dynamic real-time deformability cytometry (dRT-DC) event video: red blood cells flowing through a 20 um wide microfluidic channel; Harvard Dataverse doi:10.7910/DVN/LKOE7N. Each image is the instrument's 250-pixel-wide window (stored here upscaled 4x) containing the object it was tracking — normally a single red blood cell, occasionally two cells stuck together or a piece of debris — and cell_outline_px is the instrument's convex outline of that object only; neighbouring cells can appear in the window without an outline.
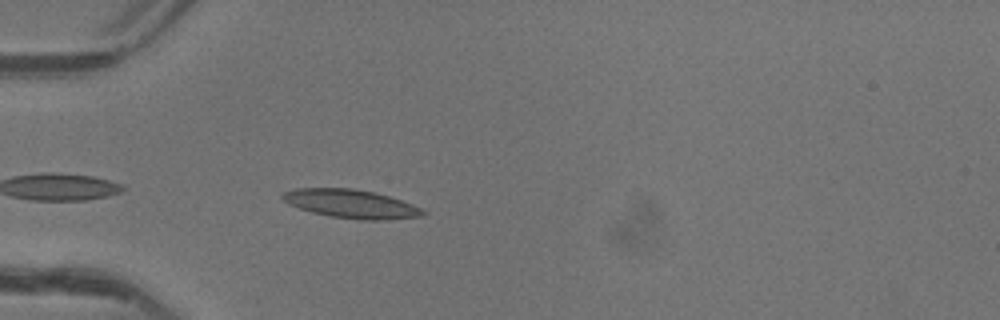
{"species": "common noctule bat (a hibernating species)", "species_latin": "Nyctalus noctula", "temperature_condition": "warm", "stored_images_in_passage": 35, "camera_frame_rate_fps": 3000, "um_per_image_px": 0.085, "animal": {"sex": "female"}, "frame": {"image": 1, "passage_image": 2, "time_ms": 0.333, "image_size_px": [1000, 320], "cell_outline_px": [[428, 212], [424, 216], [380, 220], [360, 220], [332, 216], [312, 212], [288, 204], [280, 200], [280, 196], [284, 192], [296, 188], [352, 188], [376, 192], [412, 204]], "centroid_in_image_um": [29.82, 17.32], "position_along_channel_um": 55.2, "area_um2": 23.41}}
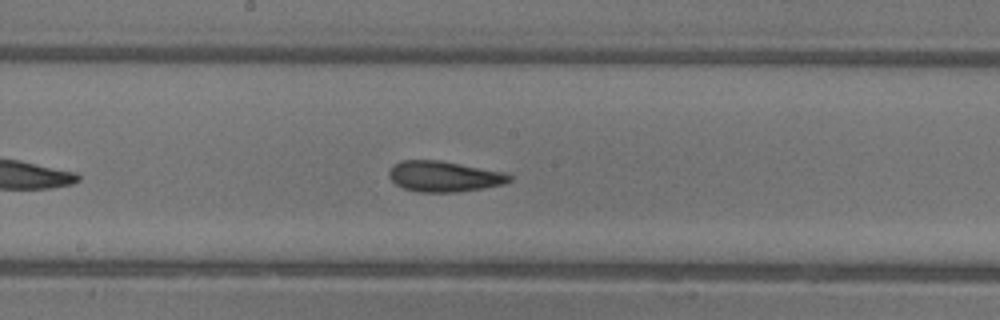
{"frame": {"image": 2, "passage_image": 14, "time_ms": 4.333, "image_size_px": [1000, 320], "cell_outline_px": [[512, 180], [504, 184], [456, 192], [416, 192], [404, 188], [396, 184], [388, 176], [388, 172], [392, 164], [400, 160], [440, 160], [504, 172], [512, 176]], "centroid_in_image_um": [37.7, 14.98], "position_along_channel_um": 210.5, "area_um2": 21.56}}
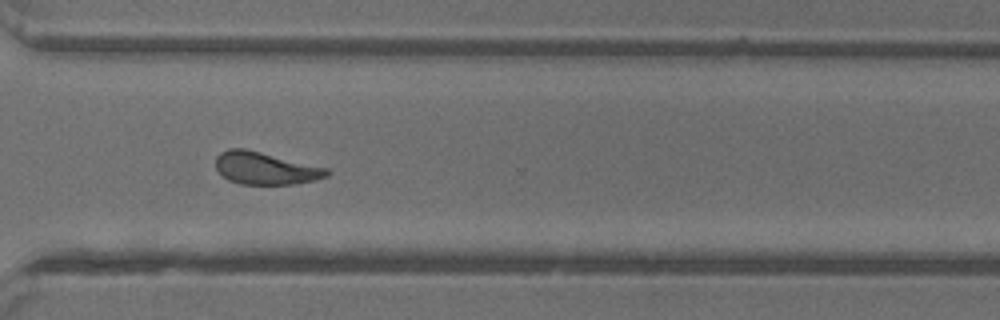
{"frame": {"image": 3, "passage_image": 24, "time_ms": 7.667, "image_size_px": [1000, 320], "cell_outline_px": [[328, 176], [312, 180], [292, 184], [240, 184], [228, 180], [216, 168], [216, 156], [220, 152], [228, 148], [244, 148], [328, 168]], "centroid_in_image_um": [22.52, 14.29], "position_along_channel_um": 348.1, "area_um2": 20.75}, "authors_computed_cell_mechanics": {"area_um2": 20.9814, "velocity_mm_per_s": 4.1415, "shape_relaxation_time_tau1_ms": 5.6171, "shape_relaxation_time_tau2_ms": 1.7098, "deformation_change_tau1": 0.1592, "deformation_change_tau2": 0.0893}}